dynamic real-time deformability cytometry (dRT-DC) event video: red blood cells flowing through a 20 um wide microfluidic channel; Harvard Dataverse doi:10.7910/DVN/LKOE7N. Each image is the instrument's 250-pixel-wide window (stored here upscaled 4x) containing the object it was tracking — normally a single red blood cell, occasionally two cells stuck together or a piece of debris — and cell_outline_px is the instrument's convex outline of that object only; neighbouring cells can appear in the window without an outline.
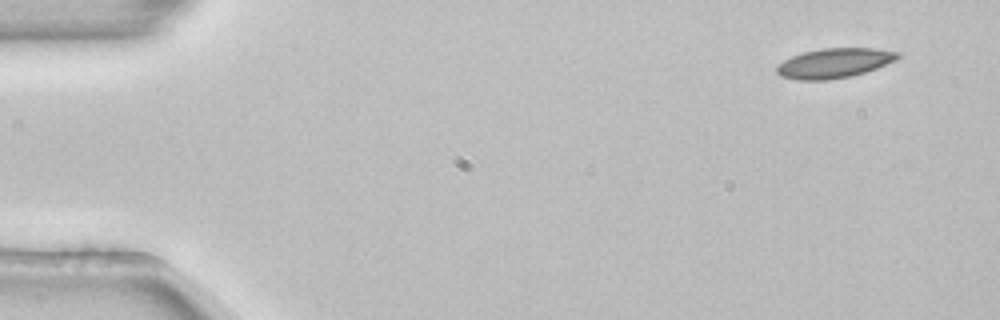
{"species": "common noctule bat (a hibernating species)", "species_latin": "Nyctalus noctula", "temperature_condition": "room temperature", "stored_images_in_passage": 49, "camera_frame_rate_fps": 3000, "um_per_image_px": 0.085, "animal": {"sex": "female", "body_mass_g": 22.7, "forearm_length_mm": 54.2}, "frame": {"image": 1, "passage_image": 1, "time_ms": 0.0, "image_size_px": [1000, 320], "cell_outline_px": [[900, 56], [896, 60], [876, 68], [852, 76], [828, 80], [796, 80], [780, 76], [776, 72], [776, 64], [792, 56], [804, 52], [824, 48], [872, 48], [900, 52]], "centroid_in_image_um": [70.88, 5.37], "position_along_channel_um": 14.1, "area_um2": 20.98}}
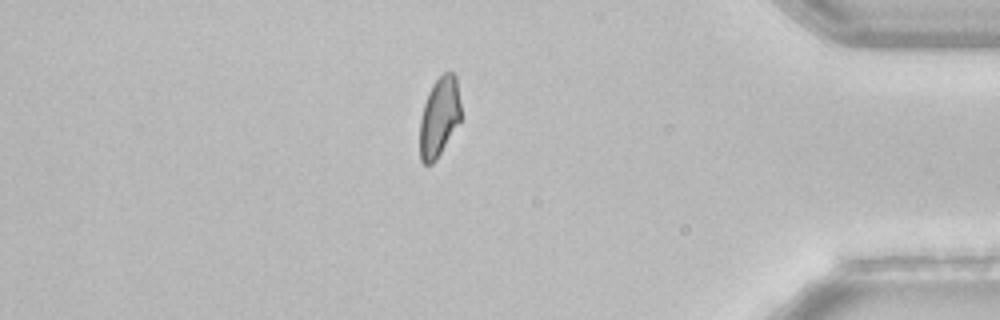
{"frame": {"image": 2, "passage_image": 43, "time_ms": 14.0, "image_size_px": [1000, 320], "cell_outline_px": [[460, 120], [436, 160], [432, 164], [424, 164], [420, 160], [420, 120], [424, 104], [428, 92], [432, 84], [444, 72], [452, 72], [456, 76], [460, 104]], "centroid_in_image_um": [37.32, 9.94], "position_along_channel_um": 397.9, "area_um2": 18.84}, "authors_computed_cell_mechanics": {"area_um2": 20.9236, "velocity_mm_per_s": 3.8434, "shape_relaxation_time_tau1_ms": 7.7027, "shape_relaxation_time_tau2_ms": 4.9266, "deformation_change_tau1": 0.1356, "deformation_change_tau2": 0.0929}}